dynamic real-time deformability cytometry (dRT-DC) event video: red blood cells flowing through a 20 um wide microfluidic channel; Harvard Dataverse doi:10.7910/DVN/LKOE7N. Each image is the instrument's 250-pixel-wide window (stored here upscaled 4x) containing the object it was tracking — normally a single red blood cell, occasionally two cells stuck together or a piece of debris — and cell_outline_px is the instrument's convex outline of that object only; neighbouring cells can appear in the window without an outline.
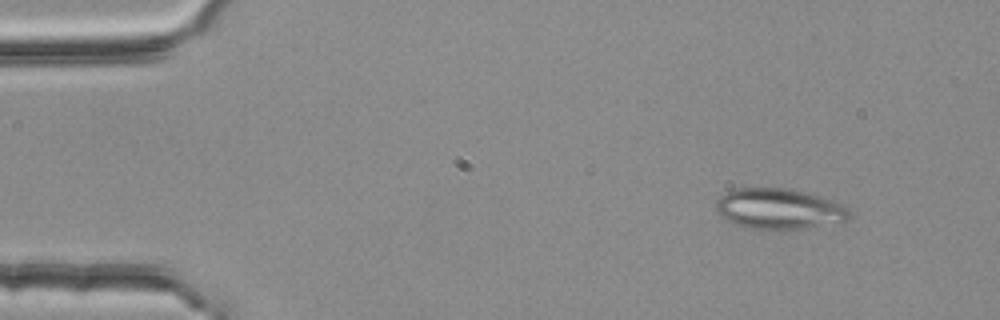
{"species": "common noctule bat (a hibernating species)", "species_latin": "Nyctalus noctula", "temperature_condition": "room temperature", "stored_images_in_passage": 4, "camera_frame_rate_fps": 3000, "um_per_image_px": 0.085, "animal": {"sex": "female", "body_mass_g": 25.1}, "frame": {"image": 1, "passage_image": 1, "time_ms": 0.0, "image_size_px": [1000, 320], "cell_outline_px": [[852, 216], [844, 220], [808, 228], [780, 232], [752, 228], [732, 224], [724, 220], [720, 216], [716, 208], [716, 200], [724, 192], [732, 188], [784, 188], [804, 192], [832, 200], [848, 208]], "centroid_in_image_um": [66.15, 17.78], "position_along_channel_um": 18.9, "area_um2": 32.08}}